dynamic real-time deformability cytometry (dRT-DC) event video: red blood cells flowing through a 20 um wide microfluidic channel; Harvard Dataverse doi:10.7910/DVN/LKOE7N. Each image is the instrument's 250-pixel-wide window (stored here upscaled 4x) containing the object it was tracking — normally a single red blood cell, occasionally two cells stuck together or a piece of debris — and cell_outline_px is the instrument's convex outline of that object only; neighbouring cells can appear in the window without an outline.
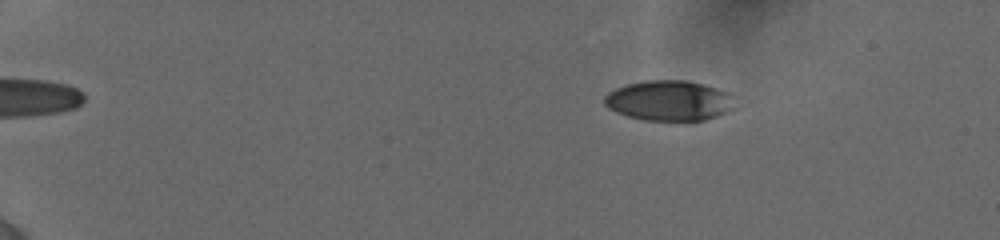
{"species": "human", "species_latin": "Homo sapiens", "temperature_condition": "cold", "stored_images_in_passage": 15, "camera_frame_rate_fps": 3000, "um_per_image_px": 0.085, "donor": {"sex": "female"}, "frame": {"image": 1, "passage_image": 2, "time_ms": 0.333, "image_size_px": [1000, 240], "cell_outline_px": [[728, 108], [724, 112], [716, 116], [704, 120], [644, 120], [628, 116], [616, 112], [608, 108], [604, 104], [604, 96], [608, 92], [616, 88], [628, 84], [648, 80], [684, 80], [704, 84], [724, 92]], "centroid_in_image_um": [56.69, 8.55], "position_along_channel_um": 28.3, "area_um2": 29.48}}
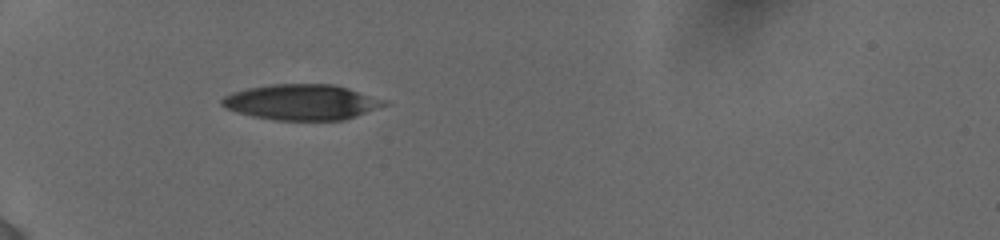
{"frame": {"image": 2, "passage_image": 14, "time_ms": 3.667, "image_size_px": [1000, 240], "cell_outline_px": [[392, 104], [344, 120], [272, 120], [252, 116], [228, 108], [220, 104], [220, 100], [224, 96], [232, 92], [248, 88], [272, 84], [332, 84], [348, 88], [388, 100]], "centroid_in_image_um": [25.71, 8.68], "position_along_channel_um": 59.3, "area_um2": 33.81}}